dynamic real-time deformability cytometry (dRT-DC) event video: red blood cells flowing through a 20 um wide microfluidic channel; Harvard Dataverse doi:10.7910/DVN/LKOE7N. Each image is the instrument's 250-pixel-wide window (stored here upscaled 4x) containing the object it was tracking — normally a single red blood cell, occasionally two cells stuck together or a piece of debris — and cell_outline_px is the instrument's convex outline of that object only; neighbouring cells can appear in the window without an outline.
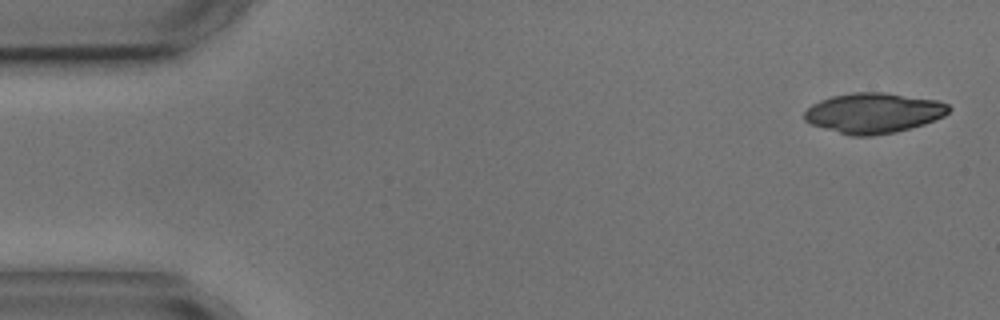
{"species": "common noctule bat (a hibernating species)", "species_latin": "Nyctalus noctula", "temperature_condition": "cold", "stored_images_in_passage": 5, "camera_frame_rate_fps": 3000, "um_per_image_px": 0.085, "animal": {"sex": "male", "body_mass_g": 17.9, "forearm_length_mm": 54.2}, "frame": {"image": 1, "passage_image": 1, "time_ms": 0.0, "image_size_px": [1000, 320], "cell_outline_px": [[952, 108], [944, 116], [924, 124], [896, 132], [872, 136], [852, 136], [824, 128], [812, 124], [804, 120], [804, 112], [812, 104], [820, 100], [832, 96], [852, 92], [884, 92], [936, 100], [948, 104]], "centroid_in_image_um": [74.26, 9.6], "position_along_channel_um": 10.7, "area_um2": 33.81}}